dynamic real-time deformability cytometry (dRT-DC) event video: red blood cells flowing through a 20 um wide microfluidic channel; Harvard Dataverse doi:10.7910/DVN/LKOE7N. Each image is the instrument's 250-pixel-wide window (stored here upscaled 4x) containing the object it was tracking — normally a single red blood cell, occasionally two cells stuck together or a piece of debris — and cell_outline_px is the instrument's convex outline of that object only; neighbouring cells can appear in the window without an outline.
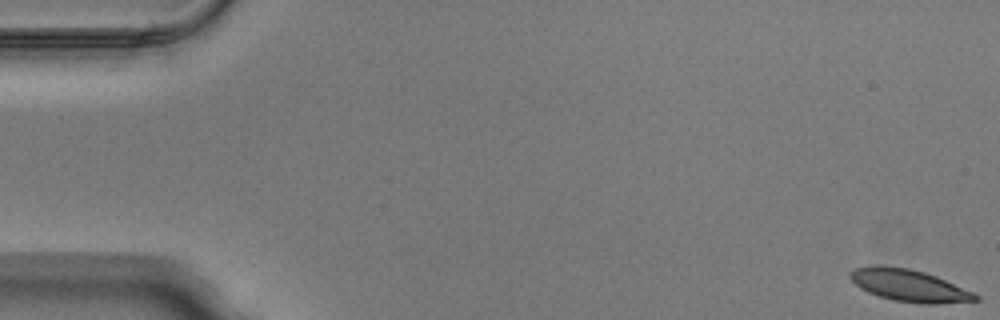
{"species": "Egyptian fruit bat (a non-hibernating species)", "species_latin": "Rousettus aegyptiacus", "temperature_condition": "warm", "stored_images_in_passage": 51, "camera_frame_rate_fps": 3000, "um_per_image_px": 0.085, "animal": {"sex": "male"}, "frame": {"image": 1, "passage_image": 1, "time_ms": 0.0, "image_size_px": [1000, 320], "cell_outline_px": [[980, 300], [936, 304], [920, 304], [892, 300], [868, 292], [860, 288], [848, 276], [856, 268], [872, 264], [880, 264], [908, 268], [924, 272], [936, 276], [972, 292], [980, 296]], "centroid_in_image_um": [77.26, 24.26], "position_along_channel_um": 7.7, "area_um2": 23.41}}
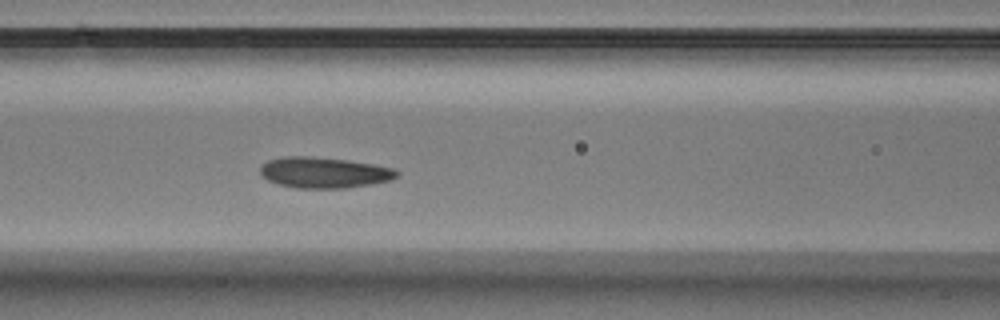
{"frame": {"image": 2, "passage_image": 22, "time_ms": 7.0, "image_size_px": [1000, 320], "cell_outline_px": [[400, 172], [392, 180], [372, 184], [344, 188], [296, 188], [276, 184], [260, 176], [260, 164], [268, 160], [284, 156], [308, 156], [348, 160], [372, 164], [392, 168]], "centroid_in_image_um": [27.49, 14.67], "position_along_channel_um": 139.1, "area_um2": 24.74}}
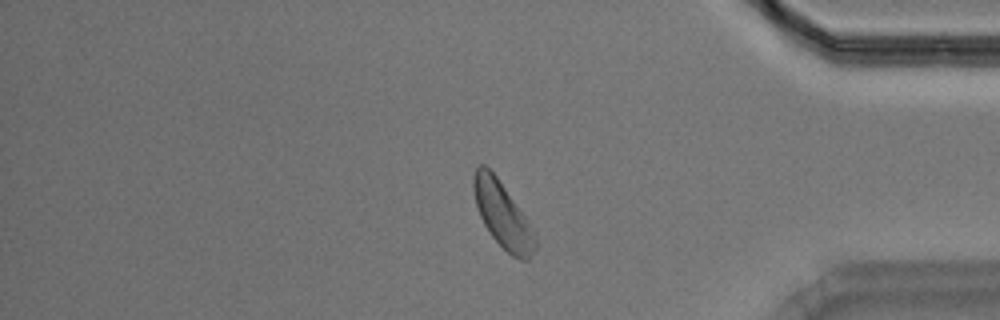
{"frame": {"image": 3, "passage_image": 43, "time_ms": 14.0, "image_size_px": [1000, 320], "cell_outline_px": [[536, 248], [528, 260], [520, 260], [512, 256], [492, 236], [484, 224], [476, 208], [472, 188], [472, 176], [476, 168], [480, 164], [484, 164], [496, 176], [528, 220], [536, 236]], "centroid_in_image_um": [42.7, 18.26], "position_along_channel_um": 392.5, "area_um2": 23.47}, "authors_computed_cell_mechanics": {"area_um2": 23.8714, "velocity_mm_per_s": 3.9615, "shape_relaxation_time_tau1_ms": 2.3282, "shape_relaxation_time_tau2_ms": 4.4258, "deformation_change_tau1": 0.0952, "deformation_change_tau2": 0.1018}}